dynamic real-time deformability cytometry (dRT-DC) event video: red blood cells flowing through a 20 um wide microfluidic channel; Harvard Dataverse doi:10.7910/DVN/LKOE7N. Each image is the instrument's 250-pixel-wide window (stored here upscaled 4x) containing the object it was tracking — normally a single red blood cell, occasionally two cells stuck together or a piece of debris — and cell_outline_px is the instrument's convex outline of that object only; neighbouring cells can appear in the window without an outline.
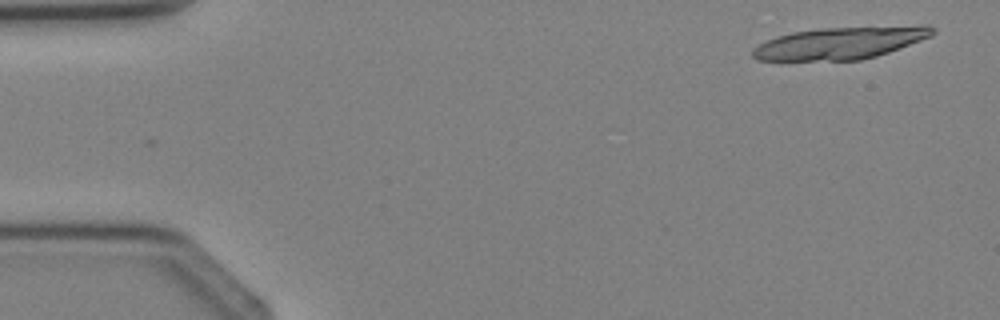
{"species": "Egyptian fruit bat (a non-hibernating species)", "species_latin": "Rousettus aegyptiacus", "temperature_condition": "cold", "stored_images_in_passage": 2, "camera_frame_rate_fps": 3000, "um_per_image_px": 0.085, "animal": {"sex": "female"}, "frame": {"image": 1, "passage_image": 2, "time_ms": 1.0, "image_size_px": [1000, 320], "cell_outline_px": [[936, 32], [932, 36], [888, 52], [876, 56], [860, 60], [756, 60], [752, 56], [752, 48], [776, 36], [792, 32], [820, 28], [920, 24], [928, 24], [936, 28]], "centroid_in_image_um": [71.5, 3.63], "position_along_channel_um": 13.5, "area_um2": 34.16}}